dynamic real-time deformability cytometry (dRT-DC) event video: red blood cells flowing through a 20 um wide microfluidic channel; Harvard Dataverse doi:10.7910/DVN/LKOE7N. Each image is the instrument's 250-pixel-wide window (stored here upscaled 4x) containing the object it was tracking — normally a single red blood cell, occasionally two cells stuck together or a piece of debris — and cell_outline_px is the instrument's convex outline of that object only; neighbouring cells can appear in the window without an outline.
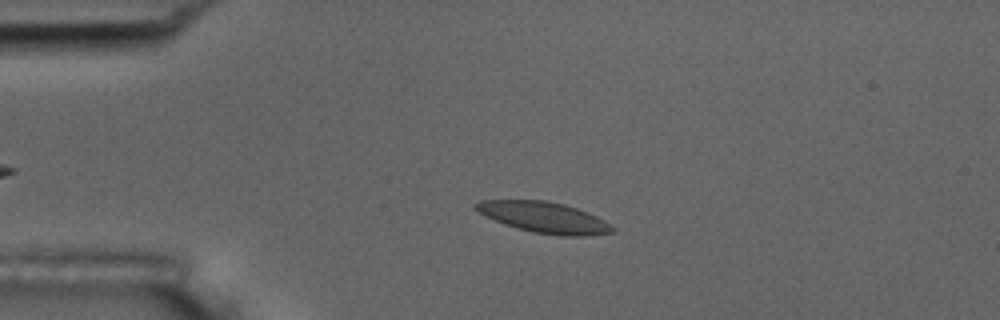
{"species": "common noctule bat (a hibernating species)", "species_latin": "Nyctalus noctula", "temperature_condition": "room temperature", "stored_images_in_passage": 46, "camera_frame_rate_fps": 3000, "um_per_image_px": 0.085, "animal": {"sex": "male", "body_mass_g": 17.5, "forearm_length_mm": 52.3}, "frame": {"image": 1, "passage_image": 12, "time_ms": 3.667, "image_size_px": [1000, 320], "cell_outline_px": [[616, 228], [612, 232], [588, 236], [560, 236], [532, 232], [504, 224], [472, 208], [472, 204], [480, 200], [544, 200], [564, 204], [588, 212], [604, 220]], "centroid_in_image_um": [46.25, 18.48], "position_along_channel_um": 38.7, "area_um2": 24.57}}
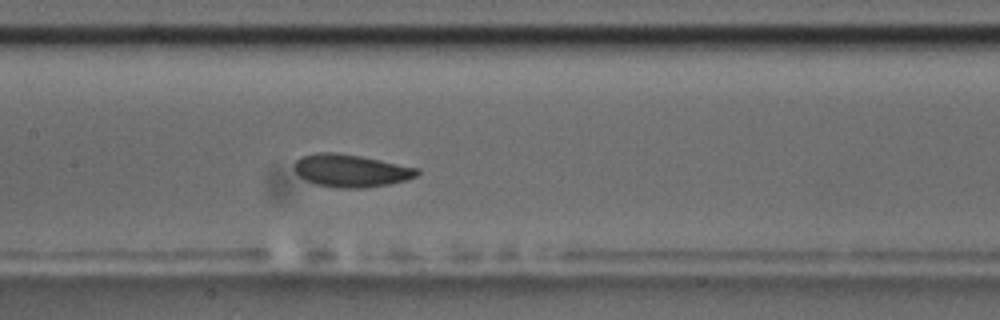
{"frame": {"image": 2, "passage_image": 26, "time_ms": 8.333, "image_size_px": [1000, 320], "cell_outline_px": [[420, 172], [416, 176], [404, 180], [388, 184], [364, 188], [344, 188], [316, 184], [304, 180], [296, 172], [296, 160], [300, 156], [316, 152], [336, 152], [360, 156], [420, 168]], "centroid_in_image_um": [29.83, 14.49], "position_along_channel_um": 177.6, "area_um2": 23.24}}
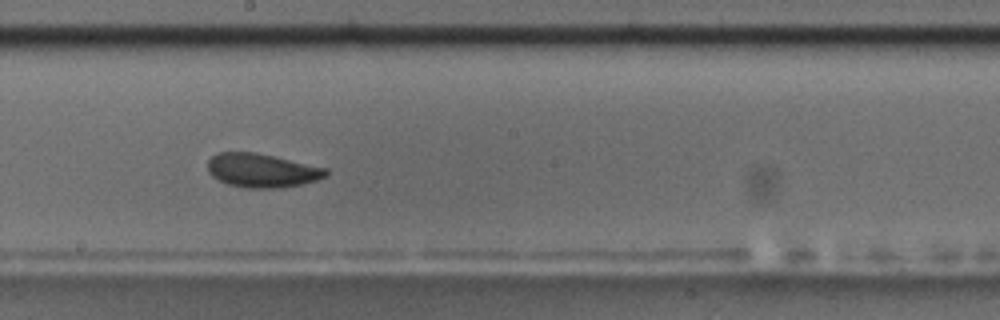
{"frame": {"image": 3, "passage_image": 30, "time_ms": 9.667, "image_size_px": [1000, 320], "cell_outline_px": [[328, 176], [316, 180], [300, 184], [280, 188], [248, 188], [228, 184], [212, 176], [208, 172], [208, 160], [216, 152], [256, 152], [328, 168]], "centroid_in_image_um": [22.27, 14.48], "position_along_channel_um": 225.9, "area_um2": 23.35}, "authors_computed_cell_mechanics": {"area_um2": 23.2934, "velocity_mm_per_s": 3.6494, "shape_relaxation_time_tau1_ms": 4.6552, "shape_relaxation_time_tau2_ms": 1.7122, "deformation_change_tau1": 0.122, "deformation_change_tau2": 0.066}}